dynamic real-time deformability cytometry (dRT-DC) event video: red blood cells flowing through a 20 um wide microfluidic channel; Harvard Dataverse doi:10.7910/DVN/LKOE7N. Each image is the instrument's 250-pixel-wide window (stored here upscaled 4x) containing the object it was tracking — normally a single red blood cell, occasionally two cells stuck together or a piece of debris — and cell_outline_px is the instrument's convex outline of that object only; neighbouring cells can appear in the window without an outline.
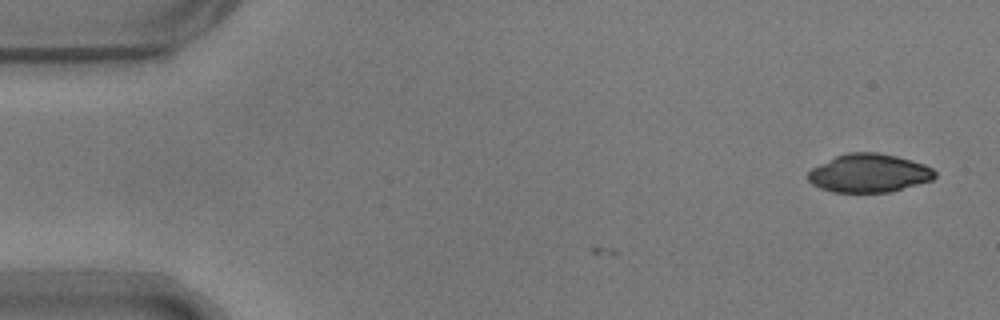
{"species": "common noctule bat (a hibernating species)", "species_latin": "Nyctalus noctula", "temperature_condition": "warm", "stored_images_in_passage": 7, "camera_frame_rate_fps": 3000, "um_per_image_px": 0.085, "animal": {"sex": "male", "body_mass_g": 17.9}, "frame": {"image": 1, "passage_image": 7, "time_ms": 2.0, "image_size_px": [1000, 320], "cell_outline_px": [[936, 176], [932, 180], [892, 192], [832, 192], [820, 188], [812, 184], [808, 180], [808, 172], [812, 168], [836, 156], [848, 152], [876, 152], [896, 156], [912, 160], [924, 164], [932, 168], [936, 172]], "centroid_in_image_um": [73.88, 14.72], "position_along_channel_um": 11.1, "area_um2": 28.44}}